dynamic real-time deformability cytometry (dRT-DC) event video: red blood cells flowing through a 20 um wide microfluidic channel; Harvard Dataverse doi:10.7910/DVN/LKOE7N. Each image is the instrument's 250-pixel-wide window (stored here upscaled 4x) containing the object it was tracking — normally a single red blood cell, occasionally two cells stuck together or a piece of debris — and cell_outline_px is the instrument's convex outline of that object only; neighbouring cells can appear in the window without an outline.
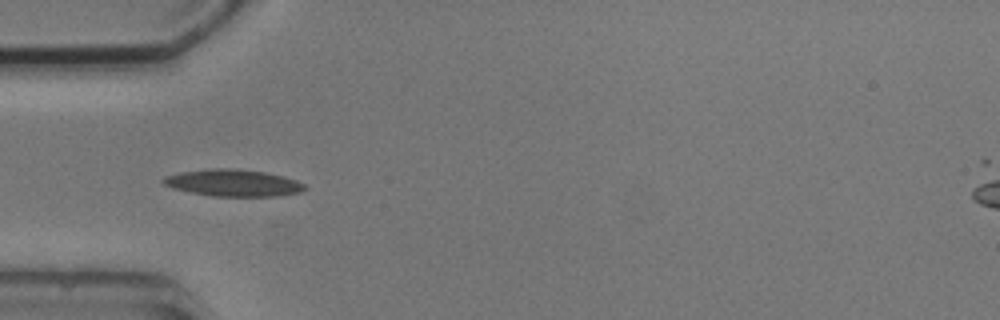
{"species": "common noctule bat (a hibernating species)", "species_latin": "Nyctalus noctula", "temperature_condition": "cold", "stored_images_in_passage": 5, "camera_frame_rate_fps": 3000, "um_per_image_px": 0.085, "animal": {"sex": "male", "body_mass_g": 20.5, "forearm_length_mm": 52.5}, "frame": {"image": 1, "passage_image": 4, "time_ms": 3.667, "image_size_px": [1000, 320], "cell_outline_px": [[308, 188], [300, 192], [280, 196], [212, 196], [172, 188], [164, 184], [160, 180], [164, 176], [180, 172], [212, 168], [232, 168], [264, 172], [284, 176], [296, 180], [304, 184]], "centroid_in_image_um": [19.82, 15.54], "position_along_channel_um": 65.2, "area_um2": 22.2}}